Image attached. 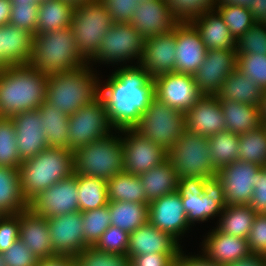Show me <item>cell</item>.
Segmentation results:
<instances>
[{
	"instance_id": "1",
	"label": "cell",
	"mask_w": 266,
	"mask_h": 266,
	"mask_svg": "<svg viewBox=\"0 0 266 266\" xmlns=\"http://www.w3.org/2000/svg\"><path fill=\"white\" fill-rule=\"evenodd\" d=\"M99 97L113 129L118 130L116 133L134 129L155 98V82L142 66L125 65L104 84L99 82Z\"/></svg>"
},
{
	"instance_id": "2",
	"label": "cell",
	"mask_w": 266,
	"mask_h": 266,
	"mask_svg": "<svg viewBox=\"0 0 266 266\" xmlns=\"http://www.w3.org/2000/svg\"><path fill=\"white\" fill-rule=\"evenodd\" d=\"M48 79L29 64L0 70V117L38 109L45 102Z\"/></svg>"
},
{
	"instance_id": "3",
	"label": "cell",
	"mask_w": 266,
	"mask_h": 266,
	"mask_svg": "<svg viewBox=\"0 0 266 266\" xmlns=\"http://www.w3.org/2000/svg\"><path fill=\"white\" fill-rule=\"evenodd\" d=\"M20 187L29 202L37 194L75 173L74 151L47 147L19 166Z\"/></svg>"
},
{
	"instance_id": "4",
	"label": "cell",
	"mask_w": 266,
	"mask_h": 266,
	"mask_svg": "<svg viewBox=\"0 0 266 266\" xmlns=\"http://www.w3.org/2000/svg\"><path fill=\"white\" fill-rule=\"evenodd\" d=\"M88 65L48 75L45 102L67 115H72L98 98L100 79L90 68L93 64Z\"/></svg>"
},
{
	"instance_id": "5",
	"label": "cell",
	"mask_w": 266,
	"mask_h": 266,
	"mask_svg": "<svg viewBox=\"0 0 266 266\" xmlns=\"http://www.w3.org/2000/svg\"><path fill=\"white\" fill-rule=\"evenodd\" d=\"M43 74L75 70L88 64L76 48L70 27L35 34L28 63Z\"/></svg>"
},
{
	"instance_id": "6",
	"label": "cell",
	"mask_w": 266,
	"mask_h": 266,
	"mask_svg": "<svg viewBox=\"0 0 266 266\" xmlns=\"http://www.w3.org/2000/svg\"><path fill=\"white\" fill-rule=\"evenodd\" d=\"M189 224L220 216L227 206L223 184L214 175L205 179L184 177L178 180V190Z\"/></svg>"
},
{
	"instance_id": "7",
	"label": "cell",
	"mask_w": 266,
	"mask_h": 266,
	"mask_svg": "<svg viewBox=\"0 0 266 266\" xmlns=\"http://www.w3.org/2000/svg\"><path fill=\"white\" fill-rule=\"evenodd\" d=\"M109 134L74 151L75 173L108 180L124 170L121 136Z\"/></svg>"
},
{
	"instance_id": "8",
	"label": "cell",
	"mask_w": 266,
	"mask_h": 266,
	"mask_svg": "<svg viewBox=\"0 0 266 266\" xmlns=\"http://www.w3.org/2000/svg\"><path fill=\"white\" fill-rule=\"evenodd\" d=\"M113 24L106 7L99 0L74 8L69 27L76 48L86 61L97 52L103 36Z\"/></svg>"
},
{
	"instance_id": "9",
	"label": "cell",
	"mask_w": 266,
	"mask_h": 266,
	"mask_svg": "<svg viewBox=\"0 0 266 266\" xmlns=\"http://www.w3.org/2000/svg\"><path fill=\"white\" fill-rule=\"evenodd\" d=\"M134 129L169 152L186 130L185 113L154 98Z\"/></svg>"
},
{
	"instance_id": "10",
	"label": "cell",
	"mask_w": 266,
	"mask_h": 266,
	"mask_svg": "<svg viewBox=\"0 0 266 266\" xmlns=\"http://www.w3.org/2000/svg\"><path fill=\"white\" fill-rule=\"evenodd\" d=\"M209 140L199 134L185 130L173 148L168 152V159L179 178H208L217 174L212 164Z\"/></svg>"
},
{
	"instance_id": "11",
	"label": "cell",
	"mask_w": 266,
	"mask_h": 266,
	"mask_svg": "<svg viewBox=\"0 0 266 266\" xmlns=\"http://www.w3.org/2000/svg\"><path fill=\"white\" fill-rule=\"evenodd\" d=\"M144 45L145 38L131 24L114 22L103 36L97 52L87 62L119 65L120 62L124 64L126 61L138 59L136 64L139 65Z\"/></svg>"
},
{
	"instance_id": "12",
	"label": "cell",
	"mask_w": 266,
	"mask_h": 266,
	"mask_svg": "<svg viewBox=\"0 0 266 266\" xmlns=\"http://www.w3.org/2000/svg\"><path fill=\"white\" fill-rule=\"evenodd\" d=\"M112 130L104 102L98 97L69 115L68 149L75 151L83 145L111 134Z\"/></svg>"
},
{
	"instance_id": "13",
	"label": "cell",
	"mask_w": 266,
	"mask_h": 266,
	"mask_svg": "<svg viewBox=\"0 0 266 266\" xmlns=\"http://www.w3.org/2000/svg\"><path fill=\"white\" fill-rule=\"evenodd\" d=\"M77 174L58 181L28 202V208L46 218L79 211Z\"/></svg>"
},
{
	"instance_id": "14",
	"label": "cell",
	"mask_w": 266,
	"mask_h": 266,
	"mask_svg": "<svg viewBox=\"0 0 266 266\" xmlns=\"http://www.w3.org/2000/svg\"><path fill=\"white\" fill-rule=\"evenodd\" d=\"M120 132L125 136H121L124 172L139 176L168 158V152L135 129H124Z\"/></svg>"
},
{
	"instance_id": "15",
	"label": "cell",
	"mask_w": 266,
	"mask_h": 266,
	"mask_svg": "<svg viewBox=\"0 0 266 266\" xmlns=\"http://www.w3.org/2000/svg\"><path fill=\"white\" fill-rule=\"evenodd\" d=\"M153 79L155 98L183 113L191 109L203 95L191 74L170 72Z\"/></svg>"
},
{
	"instance_id": "16",
	"label": "cell",
	"mask_w": 266,
	"mask_h": 266,
	"mask_svg": "<svg viewBox=\"0 0 266 266\" xmlns=\"http://www.w3.org/2000/svg\"><path fill=\"white\" fill-rule=\"evenodd\" d=\"M261 168L257 164L237 160L217 170L227 206L249 205L257 172Z\"/></svg>"
},
{
	"instance_id": "17",
	"label": "cell",
	"mask_w": 266,
	"mask_h": 266,
	"mask_svg": "<svg viewBox=\"0 0 266 266\" xmlns=\"http://www.w3.org/2000/svg\"><path fill=\"white\" fill-rule=\"evenodd\" d=\"M237 68L236 49H209L194 73V82L205 95H216L227 76Z\"/></svg>"
},
{
	"instance_id": "18",
	"label": "cell",
	"mask_w": 266,
	"mask_h": 266,
	"mask_svg": "<svg viewBox=\"0 0 266 266\" xmlns=\"http://www.w3.org/2000/svg\"><path fill=\"white\" fill-rule=\"evenodd\" d=\"M148 222L160 231L169 233L178 242L191 227L178 191L149 202Z\"/></svg>"
},
{
	"instance_id": "19",
	"label": "cell",
	"mask_w": 266,
	"mask_h": 266,
	"mask_svg": "<svg viewBox=\"0 0 266 266\" xmlns=\"http://www.w3.org/2000/svg\"><path fill=\"white\" fill-rule=\"evenodd\" d=\"M47 222L55 255L75 258L88 247L80 211L47 218Z\"/></svg>"
},
{
	"instance_id": "20",
	"label": "cell",
	"mask_w": 266,
	"mask_h": 266,
	"mask_svg": "<svg viewBox=\"0 0 266 266\" xmlns=\"http://www.w3.org/2000/svg\"><path fill=\"white\" fill-rule=\"evenodd\" d=\"M179 23L166 0H147L139 3L129 21L145 39L170 33Z\"/></svg>"
},
{
	"instance_id": "21",
	"label": "cell",
	"mask_w": 266,
	"mask_h": 266,
	"mask_svg": "<svg viewBox=\"0 0 266 266\" xmlns=\"http://www.w3.org/2000/svg\"><path fill=\"white\" fill-rule=\"evenodd\" d=\"M11 118L14 121L18 155L22 162L48 147L42 115L37 109L19 112Z\"/></svg>"
},
{
	"instance_id": "22",
	"label": "cell",
	"mask_w": 266,
	"mask_h": 266,
	"mask_svg": "<svg viewBox=\"0 0 266 266\" xmlns=\"http://www.w3.org/2000/svg\"><path fill=\"white\" fill-rule=\"evenodd\" d=\"M175 39V72L194 75L207 52L199 32L190 22H180L175 27Z\"/></svg>"
},
{
	"instance_id": "23",
	"label": "cell",
	"mask_w": 266,
	"mask_h": 266,
	"mask_svg": "<svg viewBox=\"0 0 266 266\" xmlns=\"http://www.w3.org/2000/svg\"><path fill=\"white\" fill-rule=\"evenodd\" d=\"M224 115L216 95L203 94L185 113L186 130L203 137H212L226 130Z\"/></svg>"
},
{
	"instance_id": "24",
	"label": "cell",
	"mask_w": 266,
	"mask_h": 266,
	"mask_svg": "<svg viewBox=\"0 0 266 266\" xmlns=\"http://www.w3.org/2000/svg\"><path fill=\"white\" fill-rule=\"evenodd\" d=\"M175 28L145 39L143 55L139 65L154 78L164 73L175 72L176 61Z\"/></svg>"
},
{
	"instance_id": "25",
	"label": "cell",
	"mask_w": 266,
	"mask_h": 266,
	"mask_svg": "<svg viewBox=\"0 0 266 266\" xmlns=\"http://www.w3.org/2000/svg\"><path fill=\"white\" fill-rule=\"evenodd\" d=\"M19 239L38 260L53 257L47 218L34 214L29 208L19 213Z\"/></svg>"
},
{
	"instance_id": "26",
	"label": "cell",
	"mask_w": 266,
	"mask_h": 266,
	"mask_svg": "<svg viewBox=\"0 0 266 266\" xmlns=\"http://www.w3.org/2000/svg\"><path fill=\"white\" fill-rule=\"evenodd\" d=\"M201 246L203 253L221 266L233 263L251 254L247 238L220 232L217 228L207 233Z\"/></svg>"
},
{
	"instance_id": "27",
	"label": "cell",
	"mask_w": 266,
	"mask_h": 266,
	"mask_svg": "<svg viewBox=\"0 0 266 266\" xmlns=\"http://www.w3.org/2000/svg\"><path fill=\"white\" fill-rule=\"evenodd\" d=\"M181 245L169 233L160 231L149 222L129 233V258L151 253H179Z\"/></svg>"
},
{
	"instance_id": "28",
	"label": "cell",
	"mask_w": 266,
	"mask_h": 266,
	"mask_svg": "<svg viewBox=\"0 0 266 266\" xmlns=\"http://www.w3.org/2000/svg\"><path fill=\"white\" fill-rule=\"evenodd\" d=\"M190 23L199 32L207 50L236 49V41L231 36L229 28L215 8L204 12Z\"/></svg>"
},
{
	"instance_id": "29",
	"label": "cell",
	"mask_w": 266,
	"mask_h": 266,
	"mask_svg": "<svg viewBox=\"0 0 266 266\" xmlns=\"http://www.w3.org/2000/svg\"><path fill=\"white\" fill-rule=\"evenodd\" d=\"M33 35L16 26H1L3 69L10 65L28 64L32 53Z\"/></svg>"
},
{
	"instance_id": "30",
	"label": "cell",
	"mask_w": 266,
	"mask_h": 266,
	"mask_svg": "<svg viewBox=\"0 0 266 266\" xmlns=\"http://www.w3.org/2000/svg\"><path fill=\"white\" fill-rule=\"evenodd\" d=\"M227 131L244 134L263 125L259 106L232 100H219Z\"/></svg>"
},
{
	"instance_id": "31",
	"label": "cell",
	"mask_w": 266,
	"mask_h": 266,
	"mask_svg": "<svg viewBox=\"0 0 266 266\" xmlns=\"http://www.w3.org/2000/svg\"><path fill=\"white\" fill-rule=\"evenodd\" d=\"M139 178L149 201L178 190L179 177L168 158L139 175Z\"/></svg>"
},
{
	"instance_id": "32",
	"label": "cell",
	"mask_w": 266,
	"mask_h": 266,
	"mask_svg": "<svg viewBox=\"0 0 266 266\" xmlns=\"http://www.w3.org/2000/svg\"><path fill=\"white\" fill-rule=\"evenodd\" d=\"M263 89L237 68L227 76L221 90L216 94L219 100H232L259 106Z\"/></svg>"
},
{
	"instance_id": "33",
	"label": "cell",
	"mask_w": 266,
	"mask_h": 266,
	"mask_svg": "<svg viewBox=\"0 0 266 266\" xmlns=\"http://www.w3.org/2000/svg\"><path fill=\"white\" fill-rule=\"evenodd\" d=\"M28 208L20 187L19 169L0 166V215L19 214Z\"/></svg>"
},
{
	"instance_id": "34",
	"label": "cell",
	"mask_w": 266,
	"mask_h": 266,
	"mask_svg": "<svg viewBox=\"0 0 266 266\" xmlns=\"http://www.w3.org/2000/svg\"><path fill=\"white\" fill-rule=\"evenodd\" d=\"M42 115V124L48 147L68 149L69 115L44 102L37 109Z\"/></svg>"
},
{
	"instance_id": "35",
	"label": "cell",
	"mask_w": 266,
	"mask_h": 266,
	"mask_svg": "<svg viewBox=\"0 0 266 266\" xmlns=\"http://www.w3.org/2000/svg\"><path fill=\"white\" fill-rule=\"evenodd\" d=\"M256 215L250 205H229L219 216L216 228L225 234L248 238Z\"/></svg>"
},
{
	"instance_id": "36",
	"label": "cell",
	"mask_w": 266,
	"mask_h": 266,
	"mask_svg": "<svg viewBox=\"0 0 266 266\" xmlns=\"http://www.w3.org/2000/svg\"><path fill=\"white\" fill-rule=\"evenodd\" d=\"M107 192L109 202H150L139 176L124 171L107 180Z\"/></svg>"
},
{
	"instance_id": "37",
	"label": "cell",
	"mask_w": 266,
	"mask_h": 266,
	"mask_svg": "<svg viewBox=\"0 0 266 266\" xmlns=\"http://www.w3.org/2000/svg\"><path fill=\"white\" fill-rule=\"evenodd\" d=\"M111 225L131 233L148 222V204L140 202H109Z\"/></svg>"
},
{
	"instance_id": "38",
	"label": "cell",
	"mask_w": 266,
	"mask_h": 266,
	"mask_svg": "<svg viewBox=\"0 0 266 266\" xmlns=\"http://www.w3.org/2000/svg\"><path fill=\"white\" fill-rule=\"evenodd\" d=\"M74 7L63 0L39 3L37 30L35 34L64 29L70 26Z\"/></svg>"
},
{
	"instance_id": "39",
	"label": "cell",
	"mask_w": 266,
	"mask_h": 266,
	"mask_svg": "<svg viewBox=\"0 0 266 266\" xmlns=\"http://www.w3.org/2000/svg\"><path fill=\"white\" fill-rule=\"evenodd\" d=\"M79 211L102 208L109 203L107 181L101 178L77 175Z\"/></svg>"
},
{
	"instance_id": "40",
	"label": "cell",
	"mask_w": 266,
	"mask_h": 266,
	"mask_svg": "<svg viewBox=\"0 0 266 266\" xmlns=\"http://www.w3.org/2000/svg\"><path fill=\"white\" fill-rule=\"evenodd\" d=\"M238 160L266 167V128L239 135Z\"/></svg>"
},
{
	"instance_id": "41",
	"label": "cell",
	"mask_w": 266,
	"mask_h": 266,
	"mask_svg": "<svg viewBox=\"0 0 266 266\" xmlns=\"http://www.w3.org/2000/svg\"><path fill=\"white\" fill-rule=\"evenodd\" d=\"M212 164L218 170L238 160L239 134L222 131L208 137Z\"/></svg>"
},
{
	"instance_id": "42",
	"label": "cell",
	"mask_w": 266,
	"mask_h": 266,
	"mask_svg": "<svg viewBox=\"0 0 266 266\" xmlns=\"http://www.w3.org/2000/svg\"><path fill=\"white\" fill-rule=\"evenodd\" d=\"M224 23L229 28L231 36L237 41L256 22L248 7L235 4L216 5Z\"/></svg>"
},
{
	"instance_id": "43",
	"label": "cell",
	"mask_w": 266,
	"mask_h": 266,
	"mask_svg": "<svg viewBox=\"0 0 266 266\" xmlns=\"http://www.w3.org/2000/svg\"><path fill=\"white\" fill-rule=\"evenodd\" d=\"M21 163L14 121L9 117H0V166L18 169Z\"/></svg>"
},
{
	"instance_id": "44",
	"label": "cell",
	"mask_w": 266,
	"mask_h": 266,
	"mask_svg": "<svg viewBox=\"0 0 266 266\" xmlns=\"http://www.w3.org/2000/svg\"><path fill=\"white\" fill-rule=\"evenodd\" d=\"M85 244L94 246L101 238L102 234L111 225V216L108 205L95 209L81 212Z\"/></svg>"
},
{
	"instance_id": "45",
	"label": "cell",
	"mask_w": 266,
	"mask_h": 266,
	"mask_svg": "<svg viewBox=\"0 0 266 266\" xmlns=\"http://www.w3.org/2000/svg\"><path fill=\"white\" fill-rule=\"evenodd\" d=\"M237 55H266V23L255 22L237 41Z\"/></svg>"
},
{
	"instance_id": "46",
	"label": "cell",
	"mask_w": 266,
	"mask_h": 266,
	"mask_svg": "<svg viewBox=\"0 0 266 266\" xmlns=\"http://www.w3.org/2000/svg\"><path fill=\"white\" fill-rule=\"evenodd\" d=\"M74 259L77 266H130L127 255L98 251L94 246L86 247Z\"/></svg>"
},
{
	"instance_id": "47",
	"label": "cell",
	"mask_w": 266,
	"mask_h": 266,
	"mask_svg": "<svg viewBox=\"0 0 266 266\" xmlns=\"http://www.w3.org/2000/svg\"><path fill=\"white\" fill-rule=\"evenodd\" d=\"M179 22H191L204 12L214 9L216 0H166Z\"/></svg>"
},
{
	"instance_id": "48",
	"label": "cell",
	"mask_w": 266,
	"mask_h": 266,
	"mask_svg": "<svg viewBox=\"0 0 266 266\" xmlns=\"http://www.w3.org/2000/svg\"><path fill=\"white\" fill-rule=\"evenodd\" d=\"M237 69L263 90L266 89V55H237Z\"/></svg>"
},
{
	"instance_id": "49",
	"label": "cell",
	"mask_w": 266,
	"mask_h": 266,
	"mask_svg": "<svg viewBox=\"0 0 266 266\" xmlns=\"http://www.w3.org/2000/svg\"><path fill=\"white\" fill-rule=\"evenodd\" d=\"M128 246L129 233L112 225L108 227L94 245L98 251L121 255H127Z\"/></svg>"
},
{
	"instance_id": "50",
	"label": "cell",
	"mask_w": 266,
	"mask_h": 266,
	"mask_svg": "<svg viewBox=\"0 0 266 266\" xmlns=\"http://www.w3.org/2000/svg\"><path fill=\"white\" fill-rule=\"evenodd\" d=\"M39 3L12 5L9 24L24 29L33 36L37 30Z\"/></svg>"
},
{
	"instance_id": "51",
	"label": "cell",
	"mask_w": 266,
	"mask_h": 266,
	"mask_svg": "<svg viewBox=\"0 0 266 266\" xmlns=\"http://www.w3.org/2000/svg\"><path fill=\"white\" fill-rule=\"evenodd\" d=\"M1 254L5 261V266H36L38 263L37 257L31 253L20 239H17Z\"/></svg>"
},
{
	"instance_id": "52",
	"label": "cell",
	"mask_w": 266,
	"mask_h": 266,
	"mask_svg": "<svg viewBox=\"0 0 266 266\" xmlns=\"http://www.w3.org/2000/svg\"><path fill=\"white\" fill-rule=\"evenodd\" d=\"M114 22L129 23L139 3L147 0H99Z\"/></svg>"
},
{
	"instance_id": "53",
	"label": "cell",
	"mask_w": 266,
	"mask_h": 266,
	"mask_svg": "<svg viewBox=\"0 0 266 266\" xmlns=\"http://www.w3.org/2000/svg\"><path fill=\"white\" fill-rule=\"evenodd\" d=\"M19 214L0 215V253L19 239Z\"/></svg>"
},
{
	"instance_id": "54",
	"label": "cell",
	"mask_w": 266,
	"mask_h": 266,
	"mask_svg": "<svg viewBox=\"0 0 266 266\" xmlns=\"http://www.w3.org/2000/svg\"><path fill=\"white\" fill-rule=\"evenodd\" d=\"M251 253L266 256V214H257L247 238Z\"/></svg>"
},
{
	"instance_id": "55",
	"label": "cell",
	"mask_w": 266,
	"mask_h": 266,
	"mask_svg": "<svg viewBox=\"0 0 266 266\" xmlns=\"http://www.w3.org/2000/svg\"><path fill=\"white\" fill-rule=\"evenodd\" d=\"M249 205L257 214H266V167L257 172L256 185Z\"/></svg>"
},
{
	"instance_id": "56",
	"label": "cell",
	"mask_w": 266,
	"mask_h": 266,
	"mask_svg": "<svg viewBox=\"0 0 266 266\" xmlns=\"http://www.w3.org/2000/svg\"><path fill=\"white\" fill-rule=\"evenodd\" d=\"M178 253H149L130 258V266H172Z\"/></svg>"
},
{
	"instance_id": "57",
	"label": "cell",
	"mask_w": 266,
	"mask_h": 266,
	"mask_svg": "<svg viewBox=\"0 0 266 266\" xmlns=\"http://www.w3.org/2000/svg\"><path fill=\"white\" fill-rule=\"evenodd\" d=\"M202 255H195V256H187L184 254V251H182V248L180 249L178 255H177V261L182 266H221L218 263H215L213 260L209 259L203 252H201Z\"/></svg>"
},
{
	"instance_id": "58",
	"label": "cell",
	"mask_w": 266,
	"mask_h": 266,
	"mask_svg": "<svg viewBox=\"0 0 266 266\" xmlns=\"http://www.w3.org/2000/svg\"><path fill=\"white\" fill-rule=\"evenodd\" d=\"M74 264L75 259L71 256L55 255L38 260L36 266H73Z\"/></svg>"
},
{
	"instance_id": "59",
	"label": "cell",
	"mask_w": 266,
	"mask_h": 266,
	"mask_svg": "<svg viewBox=\"0 0 266 266\" xmlns=\"http://www.w3.org/2000/svg\"><path fill=\"white\" fill-rule=\"evenodd\" d=\"M225 266H266V257L264 255L251 253L245 258L239 259Z\"/></svg>"
},
{
	"instance_id": "60",
	"label": "cell",
	"mask_w": 266,
	"mask_h": 266,
	"mask_svg": "<svg viewBox=\"0 0 266 266\" xmlns=\"http://www.w3.org/2000/svg\"><path fill=\"white\" fill-rule=\"evenodd\" d=\"M248 9L256 22H264L266 20V0L250 1Z\"/></svg>"
},
{
	"instance_id": "61",
	"label": "cell",
	"mask_w": 266,
	"mask_h": 266,
	"mask_svg": "<svg viewBox=\"0 0 266 266\" xmlns=\"http://www.w3.org/2000/svg\"><path fill=\"white\" fill-rule=\"evenodd\" d=\"M12 10L10 0H0V27L9 24Z\"/></svg>"
},
{
	"instance_id": "62",
	"label": "cell",
	"mask_w": 266,
	"mask_h": 266,
	"mask_svg": "<svg viewBox=\"0 0 266 266\" xmlns=\"http://www.w3.org/2000/svg\"><path fill=\"white\" fill-rule=\"evenodd\" d=\"M250 1L254 0H216V5L235 4L238 6L249 7Z\"/></svg>"
},
{
	"instance_id": "63",
	"label": "cell",
	"mask_w": 266,
	"mask_h": 266,
	"mask_svg": "<svg viewBox=\"0 0 266 266\" xmlns=\"http://www.w3.org/2000/svg\"><path fill=\"white\" fill-rule=\"evenodd\" d=\"M260 108V117L262 122L266 121V89L263 90Z\"/></svg>"
},
{
	"instance_id": "64",
	"label": "cell",
	"mask_w": 266,
	"mask_h": 266,
	"mask_svg": "<svg viewBox=\"0 0 266 266\" xmlns=\"http://www.w3.org/2000/svg\"><path fill=\"white\" fill-rule=\"evenodd\" d=\"M65 3L72 5L74 8L88 4L97 0H63Z\"/></svg>"
},
{
	"instance_id": "65",
	"label": "cell",
	"mask_w": 266,
	"mask_h": 266,
	"mask_svg": "<svg viewBox=\"0 0 266 266\" xmlns=\"http://www.w3.org/2000/svg\"><path fill=\"white\" fill-rule=\"evenodd\" d=\"M10 2L12 3V5H15V4H30V3L36 2V0H10Z\"/></svg>"
},
{
	"instance_id": "66",
	"label": "cell",
	"mask_w": 266,
	"mask_h": 266,
	"mask_svg": "<svg viewBox=\"0 0 266 266\" xmlns=\"http://www.w3.org/2000/svg\"><path fill=\"white\" fill-rule=\"evenodd\" d=\"M2 69H3V50H2L1 27H0V70Z\"/></svg>"
},
{
	"instance_id": "67",
	"label": "cell",
	"mask_w": 266,
	"mask_h": 266,
	"mask_svg": "<svg viewBox=\"0 0 266 266\" xmlns=\"http://www.w3.org/2000/svg\"><path fill=\"white\" fill-rule=\"evenodd\" d=\"M0 266H5V261L3 260L1 253H0Z\"/></svg>"
},
{
	"instance_id": "68",
	"label": "cell",
	"mask_w": 266,
	"mask_h": 266,
	"mask_svg": "<svg viewBox=\"0 0 266 266\" xmlns=\"http://www.w3.org/2000/svg\"><path fill=\"white\" fill-rule=\"evenodd\" d=\"M172 266H182L177 260L172 264Z\"/></svg>"
},
{
	"instance_id": "69",
	"label": "cell",
	"mask_w": 266,
	"mask_h": 266,
	"mask_svg": "<svg viewBox=\"0 0 266 266\" xmlns=\"http://www.w3.org/2000/svg\"><path fill=\"white\" fill-rule=\"evenodd\" d=\"M48 0H36L37 3H42V2H46Z\"/></svg>"
},
{
	"instance_id": "70",
	"label": "cell",
	"mask_w": 266,
	"mask_h": 266,
	"mask_svg": "<svg viewBox=\"0 0 266 266\" xmlns=\"http://www.w3.org/2000/svg\"><path fill=\"white\" fill-rule=\"evenodd\" d=\"M263 126L266 128V121L263 122Z\"/></svg>"
}]
</instances>
